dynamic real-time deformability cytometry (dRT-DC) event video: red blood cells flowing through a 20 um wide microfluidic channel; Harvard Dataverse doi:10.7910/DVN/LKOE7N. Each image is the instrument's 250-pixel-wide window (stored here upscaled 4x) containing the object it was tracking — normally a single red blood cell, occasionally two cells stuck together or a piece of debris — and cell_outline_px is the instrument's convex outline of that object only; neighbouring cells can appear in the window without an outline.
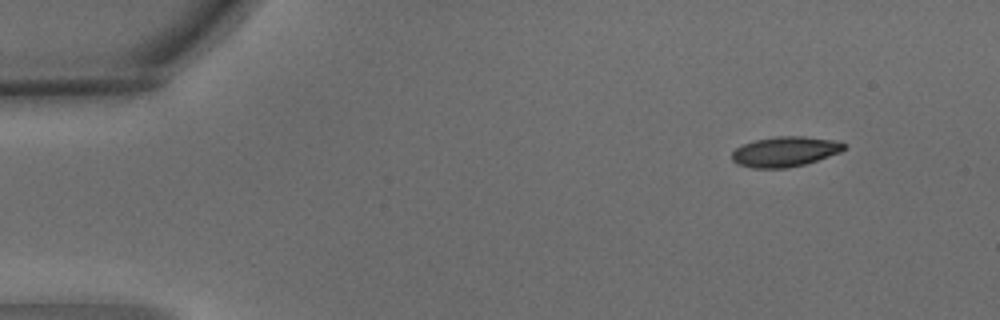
{"species": "common noctule bat (a hibernating species)", "species_latin": "Nyctalus noctula", "temperature_condition": "warm", "stored_images_in_passage": 7, "camera_frame_rate_fps": 3000, "um_per_image_px": 0.085, "animal": {"sex": "male", "body_mass_g": 15.6}, "frame": {"image": 1, "passage_image": 1, "time_ms": 0.0, "image_size_px": [1000, 320], "cell_outline_px": [[844, 148], [840, 152], [804, 164], [788, 168], [752, 168], [736, 164], [732, 160], [732, 152], [736, 148], [744, 144], [756, 140], [776, 136], [804, 136], [832, 140], [844, 144]], "centroid_in_image_um": [66.67, 12.89], "position_along_channel_um": 18.3, "area_um2": 19.42}}
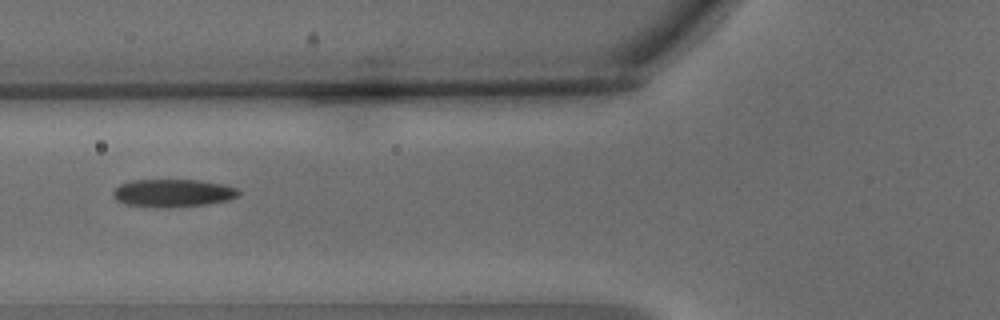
{"frame": {"image": 2, "passage_image": 5, "time_ms": 1.333, "image_size_px": [1000, 320], "cell_outline_px": [[240, 196], [228, 200], [208, 204], [172, 208], [168, 208], [124, 204], [116, 200], [112, 196], [112, 192], [120, 184], [132, 180], [200, 180], [220, 184], [236, 188], [240, 192]], "centroid_in_image_um": [14.69, 16.42], "position_along_channel_um": 111.1, "area_um2": 20.46}}
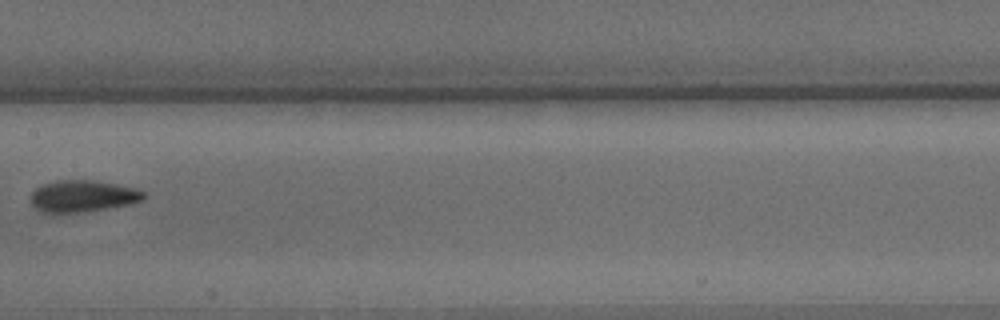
{"frame": {"image": 3, "passage_image": 7, "time_ms": 2.0, "image_size_px": [1000, 320], "cell_outline_px": [[144, 200], [128, 204], [80, 212], [40, 212], [32, 204], [32, 192], [36, 188], [44, 184], [56, 180], [92, 180], [136, 188], [144, 192]], "centroid_in_image_um": [7.02, 16.66], "position_along_channel_um": 200.4, "area_um2": 20.46}}